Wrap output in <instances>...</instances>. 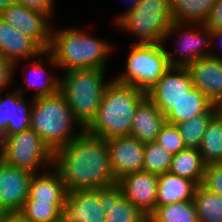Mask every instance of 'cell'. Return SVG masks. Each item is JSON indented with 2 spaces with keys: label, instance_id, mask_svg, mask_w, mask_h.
I'll use <instances>...</instances> for the list:
<instances>
[{
  "label": "cell",
  "instance_id": "obj_6",
  "mask_svg": "<svg viewBox=\"0 0 222 222\" xmlns=\"http://www.w3.org/2000/svg\"><path fill=\"white\" fill-rule=\"evenodd\" d=\"M115 20L118 28L137 37L134 44H164L165 35L174 23L170 0H140Z\"/></svg>",
  "mask_w": 222,
  "mask_h": 222
},
{
  "label": "cell",
  "instance_id": "obj_22",
  "mask_svg": "<svg viewBox=\"0 0 222 222\" xmlns=\"http://www.w3.org/2000/svg\"><path fill=\"white\" fill-rule=\"evenodd\" d=\"M52 169V171H51ZM67 191L59 173L52 167L50 171L34 174L28 197L38 202L64 203Z\"/></svg>",
  "mask_w": 222,
  "mask_h": 222
},
{
  "label": "cell",
  "instance_id": "obj_28",
  "mask_svg": "<svg viewBox=\"0 0 222 222\" xmlns=\"http://www.w3.org/2000/svg\"><path fill=\"white\" fill-rule=\"evenodd\" d=\"M43 53L40 54L35 61L30 62L31 71L33 72L32 75L29 73V78L25 77L24 82L25 85H28L29 88L34 89V98L38 97H45V96H52L59 92V84H60V77L59 76H52L47 75L46 68L43 66ZM30 71V72H31ZM47 75L43 78L44 75Z\"/></svg>",
  "mask_w": 222,
  "mask_h": 222
},
{
  "label": "cell",
  "instance_id": "obj_8",
  "mask_svg": "<svg viewBox=\"0 0 222 222\" xmlns=\"http://www.w3.org/2000/svg\"><path fill=\"white\" fill-rule=\"evenodd\" d=\"M0 159L34 174L53 167V152L31 128L0 138Z\"/></svg>",
  "mask_w": 222,
  "mask_h": 222
},
{
  "label": "cell",
  "instance_id": "obj_41",
  "mask_svg": "<svg viewBox=\"0 0 222 222\" xmlns=\"http://www.w3.org/2000/svg\"><path fill=\"white\" fill-rule=\"evenodd\" d=\"M124 1L127 2L128 5L130 6V7L129 6L127 7V10H128L129 8L137 6L140 0H124Z\"/></svg>",
  "mask_w": 222,
  "mask_h": 222
},
{
  "label": "cell",
  "instance_id": "obj_20",
  "mask_svg": "<svg viewBox=\"0 0 222 222\" xmlns=\"http://www.w3.org/2000/svg\"><path fill=\"white\" fill-rule=\"evenodd\" d=\"M166 118L156 104L146 96L137 107L132 122L130 136L137 138L142 143L156 141L157 135L165 124Z\"/></svg>",
  "mask_w": 222,
  "mask_h": 222
},
{
  "label": "cell",
  "instance_id": "obj_39",
  "mask_svg": "<svg viewBox=\"0 0 222 222\" xmlns=\"http://www.w3.org/2000/svg\"><path fill=\"white\" fill-rule=\"evenodd\" d=\"M17 3V0H0V13L7 7Z\"/></svg>",
  "mask_w": 222,
  "mask_h": 222
},
{
  "label": "cell",
  "instance_id": "obj_11",
  "mask_svg": "<svg viewBox=\"0 0 222 222\" xmlns=\"http://www.w3.org/2000/svg\"><path fill=\"white\" fill-rule=\"evenodd\" d=\"M33 175L0 159V216H16L22 210Z\"/></svg>",
  "mask_w": 222,
  "mask_h": 222
},
{
  "label": "cell",
  "instance_id": "obj_14",
  "mask_svg": "<svg viewBox=\"0 0 222 222\" xmlns=\"http://www.w3.org/2000/svg\"><path fill=\"white\" fill-rule=\"evenodd\" d=\"M105 217L99 189L75 190L67 193L59 222H104Z\"/></svg>",
  "mask_w": 222,
  "mask_h": 222
},
{
  "label": "cell",
  "instance_id": "obj_5",
  "mask_svg": "<svg viewBox=\"0 0 222 222\" xmlns=\"http://www.w3.org/2000/svg\"><path fill=\"white\" fill-rule=\"evenodd\" d=\"M107 69L63 71L59 92L65 97L75 119L85 129L95 118L103 92L109 81H104Z\"/></svg>",
  "mask_w": 222,
  "mask_h": 222
},
{
  "label": "cell",
  "instance_id": "obj_26",
  "mask_svg": "<svg viewBox=\"0 0 222 222\" xmlns=\"http://www.w3.org/2000/svg\"><path fill=\"white\" fill-rule=\"evenodd\" d=\"M199 152L206 165L222 163V115L219 112L209 122Z\"/></svg>",
  "mask_w": 222,
  "mask_h": 222
},
{
  "label": "cell",
  "instance_id": "obj_4",
  "mask_svg": "<svg viewBox=\"0 0 222 222\" xmlns=\"http://www.w3.org/2000/svg\"><path fill=\"white\" fill-rule=\"evenodd\" d=\"M75 126H78V132H74ZM30 128L39 135L52 152L64 147L84 131L60 92L33 99Z\"/></svg>",
  "mask_w": 222,
  "mask_h": 222
},
{
  "label": "cell",
  "instance_id": "obj_2",
  "mask_svg": "<svg viewBox=\"0 0 222 222\" xmlns=\"http://www.w3.org/2000/svg\"><path fill=\"white\" fill-rule=\"evenodd\" d=\"M54 30H51L50 48L43 52L50 66L64 71L107 69L114 50L108 41L91 36L77 26Z\"/></svg>",
  "mask_w": 222,
  "mask_h": 222
},
{
  "label": "cell",
  "instance_id": "obj_10",
  "mask_svg": "<svg viewBox=\"0 0 222 222\" xmlns=\"http://www.w3.org/2000/svg\"><path fill=\"white\" fill-rule=\"evenodd\" d=\"M0 18L23 35L31 38L44 52L51 44V19L44 13L28 9L20 4L7 7ZM50 21V22H49Z\"/></svg>",
  "mask_w": 222,
  "mask_h": 222
},
{
  "label": "cell",
  "instance_id": "obj_3",
  "mask_svg": "<svg viewBox=\"0 0 222 222\" xmlns=\"http://www.w3.org/2000/svg\"><path fill=\"white\" fill-rule=\"evenodd\" d=\"M146 96V92L120 84L111 78L103 92L95 118L84 130L103 139L130 136L138 104Z\"/></svg>",
  "mask_w": 222,
  "mask_h": 222
},
{
  "label": "cell",
  "instance_id": "obj_33",
  "mask_svg": "<svg viewBox=\"0 0 222 222\" xmlns=\"http://www.w3.org/2000/svg\"><path fill=\"white\" fill-rule=\"evenodd\" d=\"M156 142L173 156L186 148L177 126L168 122H165L162 126L159 134L157 135Z\"/></svg>",
  "mask_w": 222,
  "mask_h": 222
},
{
  "label": "cell",
  "instance_id": "obj_32",
  "mask_svg": "<svg viewBox=\"0 0 222 222\" xmlns=\"http://www.w3.org/2000/svg\"><path fill=\"white\" fill-rule=\"evenodd\" d=\"M173 155L156 141L145 144L143 171L161 175L169 171Z\"/></svg>",
  "mask_w": 222,
  "mask_h": 222
},
{
  "label": "cell",
  "instance_id": "obj_15",
  "mask_svg": "<svg viewBox=\"0 0 222 222\" xmlns=\"http://www.w3.org/2000/svg\"><path fill=\"white\" fill-rule=\"evenodd\" d=\"M25 90L28 89L18 86L17 90L11 93L8 91L6 96L0 95V138L30 128L33 98L30 103L27 102L24 97Z\"/></svg>",
  "mask_w": 222,
  "mask_h": 222
},
{
  "label": "cell",
  "instance_id": "obj_7",
  "mask_svg": "<svg viewBox=\"0 0 222 222\" xmlns=\"http://www.w3.org/2000/svg\"><path fill=\"white\" fill-rule=\"evenodd\" d=\"M165 46V43H132L125 70L113 79L147 92L170 68Z\"/></svg>",
  "mask_w": 222,
  "mask_h": 222
},
{
  "label": "cell",
  "instance_id": "obj_34",
  "mask_svg": "<svg viewBox=\"0 0 222 222\" xmlns=\"http://www.w3.org/2000/svg\"><path fill=\"white\" fill-rule=\"evenodd\" d=\"M201 185L208 191L222 196V163L206 165Z\"/></svg>",
  "mask_w": 222,
  "mask_h": 222
},
{
  "label": "cell",
  "instance_id": "obj_27",
  "mask_svg": "<svg viewBox=\"0 0 222 222\" xmlns=\"http://www.w3.org/2000/svg\"><path fill=\"white\" fill-rule=\"evenodd\" d=\"M218 113V106L213 105L206 113L176 124L186 148L199 149L206 128Z\"/></svg>",
  "mask_w": 222,
  "mask_h": 222
},
{
  "label": "cell",
  "instance_id": "obj_36",
  "mask_svg": "<svg viewBox=\"0 0 222 222\" xmlns=\"http://www.w3.org/2000/svg\"><path fill=\"white\" fill-rule=\"evenodd\" d=\"M203 25L211 31L222 29V0H216Z\"/></svg>",
  "mask_w": 222,
  "mask_h": 222
},
{
  "label": "cell",
  "instance_id": "obj_35",
  "mask_svg": "<svg viewBox=\"0 0 222 222\" xmlns=\"http://www.w3.org/2000/svg\"><path fill=\"white\" fill-rule=\"evenodd\" d=\"M54 0H17V4L23 5L24 7L32 10H36L46 14L50 19L55 13Z\"/></svg>",
  "mask_w": 222,
  "mask_h": 222
},
{
  "label": "cell",
  "instance_id": "obj_37",
  "mask_svg": "<svg viewBox=\"0 0 222 222\" xmlns=\"http://www.w3.org/2000/svg\"><path fill=\"white\" fill-rule=\"evenodd\" d=\"M14 77V64L0 55V91L11 86Z\"/></svg>",
  "mask_w": 222,
  "mask_h": 222
},
{
  "label": "cell",
  "instance_id": "obj_24",
  "mask_svg": "<svg viewBox=\"0 0 222 222\" xmlns=\"http://www.w3.org/2000/svg\"><path fill=\"white\" fill-rule=\"evenodd\" d=\"M206 164L199 149L185 148L172 157L169 173L202 184Z\"/></svg>",
  "mask_w": 222,
  "mask_h": 222
},
{
  "label": "cell",
  "instance_id": "obj_31",
  "mask_svg": "<svg viewBox=\"0 0 222 222\" xmlns=\"http://www.w3.org/2000/svg\"><path fill=\"white\" fill-rule=\"evenodd\" d=\"M62 205L63 203L38 202L28 197L16 216L22 222H59Z\"/></svg>",
  "mask_w": 222,
  "mask_h": 222
},
{
  "label": "cell",
  "instance_id": "obj_13",
  "mask_svg": "<svg viewBox=\"0 0 222 222\" xmlns=\"http://www.w3.org/2000/svg\"><path fill=\"white\" fill-rule=\"evenodd\" d=\"M110 167L116 182L128 174L142 171L145 144L131 136L106 139Z\"/></svg>",
  "mask_w": 222,
  "mask_h": 222
},
{
  "label": "cell",
  "instance_id": "obj_9",
  "mask_svg": "<svg viewBox=\"0 0 222 222\" xmlns=\"http://www.w3.org/2000/svg\"><path fill=\"white\" fill-rule=\"evenodd\" d=\"M188 26V23L174 22L165 35L164 43L168 41V37L171 39L172 35H178L173 43L176 51L170 52L166 49L170 67H187L200 58L210 56L211 49L208 48L213 44V31L207 29L203 24H190V28ZM177 53L179 55H176Z\"/></svg>",
  "mask_w": 222,
  "mask_h": 222
},
{
  "label": "cell",
  "instance_id": "obj_16",
  "mask_svg": "<svg viewBox=\"0 0 222 222\" xmlns=\"http://www.w3.org/2000/svg\"><path fill=\"white\" fill-rule=\"evenodd\" d=\"M117 184L123 196L147 216L156 209L158 175L142 170L123 176Z\"/></svg>",
  "mask_w": 222,
  "mask_h": 222
},
{
  "label": "cell",
  "instance_id": "obj_21",
  "mask_svg": "<svg viewBox=\"0 0 222 222\" xmlns=\"http://www.w3.org/2000/svg\"><path fill=\"white\" fill-rule=\"evenodd\" d=\"M198 184L169 172L158 175L156 207L193 200Z\"/></svg>",
  "mask_w": 222,
  "mask_h": 222
},
{
  "label": "cell",
  "instance_id": "obj_25",
  "mask_svg": "<svg viewBox=\"0 0 222 222\" xmlns=\"http://www.w3.org/2000/svg\"><path fill=\"white\" fill-rule=\"evenodd\" d=\"M216 0H170L173 21L203 24Z\"/></svg>",
  "mask_w": 222,
  "mask_h": 222
},
{
  "label": "cell",
  "instance_id": "obj_42",
  "mask_svg": "<svg viewBox=\"0 0 222 222\" xmlns=\"http://www.w3.org/2000/svg\"><path fill=\"white\" fill-rule=\"evenodd\" d=\"M218 112L222 115V105L218 106Z\"/></svg>",
  "mask_w": 222,
  "mask_h": 222
},
{
  "label": "cell",
  "instance_id": "obj_23",
  "mask_svg": "<svg viewBox=\"0 0 222 222\" xmlns=\"http://www.w3.org/2000/svg\"><path fill=\"white\" fill-rule=\"evenodd\" d=\"M214 103L197 88L192 87L165 115L166 122L178 124L206 113Z\"/></svg>",
  "mask_w": 222,
  "mask_h": 222
},
{
  "label": "cell",
  "instance_id": "obj_40",
  "mask_svg": "<svg viewBox=\"0 0 222 222\" xmlns=\"http://www.w3.org/2000/svg\"><path fill=\"white\" fill-rule=\"evenodd\" d=\"M0 222H22L17 216H0Z\"/></svg>",
  "mask_w": 222,
  "mask_h": 222
},
{
  "label": "cell",
  "instance_id": "obj_12",
  "mask_svg": "<svg viewBox=\"0 0 222 222\" xmlns=\"http://www.w3.org/2000/svg\"><path fill=\"white\" fill-rule=\"evenodd\" d=\"M193 87L186 67H170L146 92L164 116Z\"/></svg>",
  "mask_w": 222,
  "mask_h": 222
},
{
  "label": "cell",
  "instance_id": "obj_18",
  "mask_svg": "<svg viewBox=\"0 0 222 222\" xmlns=\"http://www.w3.org/2000/svg\"><path fill=\"white\" fill-rule=\"evenodd\" d=\"M43 52L31 38L23 35L0 18V55L14 64V72L22 59L31 61Z\"/></svg>",
  "mask_w": 222,
  "mask_h": 222
},
{
  "label": "cell",
  "instance_id": "obj_29",
  "mask_svg": "<svg viewBox=\"0 0 222 222\" xmlns=\"http://www.w3.org/2000/svg\"><path fill=\"white\" fill-rule=\"evenodd\" d=\"M199 222H222V196L198 185L193 197Z\"/></svg>",
  "mask_w": 222,
  "mask_h": 222
},
{
  "label": "cell",
  "instance_id": "obj_38",
  "mask_svg": "<svg viewBox=\"0 0 222 222\" xmlns=\"http://www.w3.org/2000/svg\"><path fill=\"white\" fill-rule=\"evenodd\" d=\"M218 42L219 41V43H221L220 45V47H222V29L221 30H215V31H213V42L215 43V42ZM210 57H212V58H214V59H216V60H220V61H222V55H218V52H211L210 53Z\"/></svg>",
  "mask_w": 222,
  "mask_h": 222
},
{
  "label": "cell",
  "instance_id": "obj_1",
  "mask_svg": "<svg viewBox=\"0 0 222 222\" xmlns=\"http://www.w3.org/2000/svg\"><path fill=\"white\" fill-rule=\"evenodd\" d=\"M53 168L59 173L67 193L117 183L110 167L106 139L92 136L85 130L53 152Z\"/></svg>",
  "mask_w": 222,
  "mask_h": 222
},
{
  "label": "cell",
  "instance_id": "obj_30",
  "mask_svg": "<svg viewBox=\"0 0 222 222\" xmlns=\"http://www.w3.org/2000/svg\"><path fill=\"white\" fill-rule=\"evenodd\" d=\"M148 222H199L193 200L156 207Z\"/></svg>",
  "mask_w": 222,
  "mask_h": 222
},
{
  "label": "cell",
  "instance_id": "obj_17",
  "mask_svg": "<svg viewBox=\"0 0 222 222\" xmlns=\"http://www.w3.org/2000/svg\"><path fill=\"white\" fill-rule=\"evenodd\" d=\"M193 87L207 96L215 105H222V61L205 57L187 67Z\"/></svg>",
  "mask_w": 222,
  "mask_h": 222
},
{
  "label": "cell",
  "instance_id": "obj_19",
  "mask_svg": "<svg viewBox=\"0 0 222 222\" xmlns=\"http://www.w3.org/2000/svg\"><path fill=\"white\" fill-rule=\"evenodd\" d=\"M104 222H148V216L123 196L122 188L114 185L99 188Z\"/></svg>",
  "mask_w": 222,
  "mask_h": 222
}]
</instances>
